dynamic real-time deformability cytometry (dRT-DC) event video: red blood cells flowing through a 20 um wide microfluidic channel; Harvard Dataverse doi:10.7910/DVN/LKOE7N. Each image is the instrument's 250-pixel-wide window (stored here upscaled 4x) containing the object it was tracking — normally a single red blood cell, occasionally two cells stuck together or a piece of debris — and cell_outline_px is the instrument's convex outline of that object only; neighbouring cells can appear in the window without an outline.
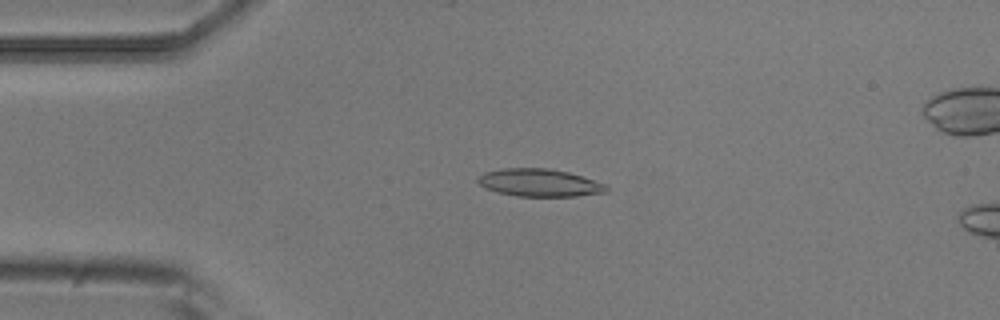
{"species": "common noctule bat (a hibernating species)", "species_latin": "Nyctalus noctula", "temperature_condition": "room temperature", "stored_images_in_passage": 6, "camera_frame_rate_fps": 3000, "um_per_image_px": 0.085, "animal": {"sex": "male", "body_mass_g": 20.5, "forearm_length_mm": 52.5}, "frame": {"image": 1, "passage_image": 4, "time_ms": 1.0, "image_size_px": [1000, 320], "cell_outline_px": [[608, 192], [576, 196], [516, 196], [496, 192], [480, 184], [476, 180], [484, 172], [500, 168], [548, 168], [568, 172], [608, 184]], "centroid_in_image_um": [45.88, 15.53], "position_along_channel_um": 39.1, "area_um2": 20.75}}